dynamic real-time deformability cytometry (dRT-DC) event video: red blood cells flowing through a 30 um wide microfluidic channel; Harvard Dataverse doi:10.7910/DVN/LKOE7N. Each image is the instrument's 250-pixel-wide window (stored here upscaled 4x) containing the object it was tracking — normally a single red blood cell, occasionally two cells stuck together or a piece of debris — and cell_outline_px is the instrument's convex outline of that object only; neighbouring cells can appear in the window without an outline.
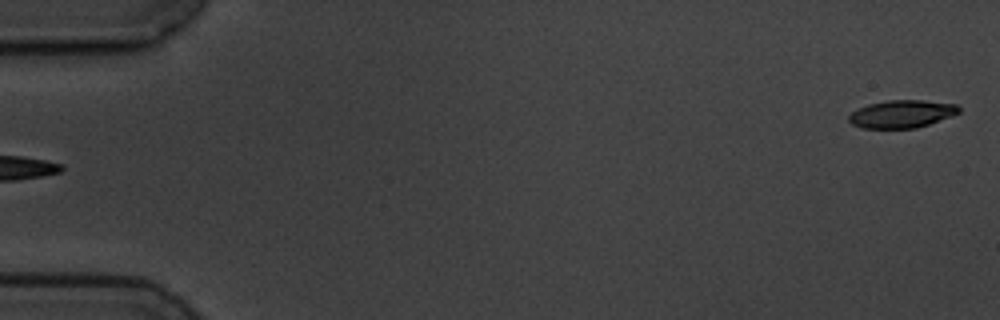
{"species": "common noctule bat (a hibernating species)", "species_latin": "Nyctalus noctula", "temperature_condition": "cold", "stored_images_in_passage": 5, "segment_of_instrument_passage": [2, 2], "camera_frame_rate_fps": 3000, "um_per_image_px": 0.085, "animal": {"sex": "male", "body_mass_g": 19.5, "forearm_length_mm": 54.6}, "frame": {"image": 1, "passage_image": 5, "time_ms": 5.667, "image_size_px": [1000, 320], "cell_outline_px": [[960, 112], [952, 116], [916, 128], [864, 128], [852, 124], [848, 120], [848, 116], [852, 112], [868, 104], [888, 100], [924, 100], [956, 104], [960, 108]], "centroid_in_image_um": [76.66, 9.68], "position_along_channel_um": 8.3, "area_um2": 17.69}}